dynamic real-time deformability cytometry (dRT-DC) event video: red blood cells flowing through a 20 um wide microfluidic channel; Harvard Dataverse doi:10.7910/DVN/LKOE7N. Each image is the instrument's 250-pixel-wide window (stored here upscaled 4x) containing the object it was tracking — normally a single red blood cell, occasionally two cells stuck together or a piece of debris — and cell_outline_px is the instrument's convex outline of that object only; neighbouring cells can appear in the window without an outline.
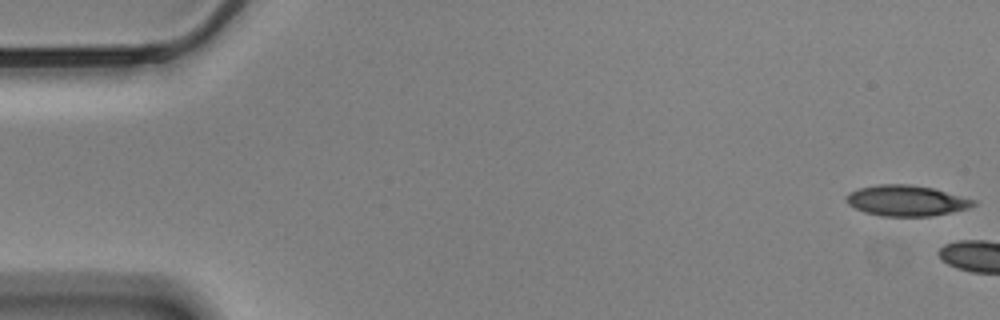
{"species": "Egyptian fruit bat (a non-hibernating species)", "species_latin": "Rousettus aegyptiacus", "temperature_condition": "cold", "stored_images_in_passage": 5, "camera_frame_rate_fps": 3000, "um_per_image_px": 0.085, "animal": {"sex": "male"}, "frame": {"image": 1, "passage_image": 1, "time_ms": 0.0, "image_size_px": [1000, 320], "cell_outline_px": [[976, 204], [968, 208], [928, 216], [880, 216], [864, 212], [848, 204], [844, 200], [844, 196], [848, 192], [860, 188], [880, 184], [908, 184], [932, 188], [976, 200]], "centroid_in_image_um": [76.98, 17.05], "position_along_channel_um": 8.0, "area_um2": 22.6}}